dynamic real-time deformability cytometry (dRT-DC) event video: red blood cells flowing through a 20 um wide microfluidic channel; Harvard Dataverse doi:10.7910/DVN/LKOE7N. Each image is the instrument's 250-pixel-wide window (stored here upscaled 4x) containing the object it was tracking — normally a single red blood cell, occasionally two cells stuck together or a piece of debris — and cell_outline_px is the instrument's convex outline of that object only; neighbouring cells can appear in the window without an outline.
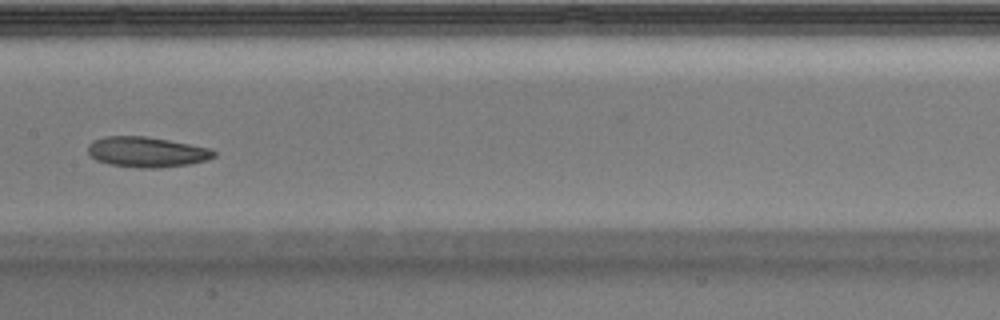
{"species": "Egyptian fruit bat (a non-hibernating species)", "species_latin": "Rousettus aegyptiacus", "temperature_condition": "warm", "stored_images_in_passage": 38, "camera_frame_rate_fps": 3000, "um_per_image_px": 0.085, "animal": {"sex": "male"}, "frame": {"image": 1, "passage_image": 17, "time_ms": 5.333, "image_size_px": [1000, 320], "cell_outline_px": [[216, 156], [208, 160], [188, 164], [160, 168], [140, 168], [108, 164], [96, 160], [88, 152], [88, 144], [92, 140], [104, 136], [144, 136], [168, 140], [212, 148], [216, 152]], "centroid_in_image_um": [12.48, 12.92], "position_along_channel_um": 194.9, "area_um2": 22.43}}
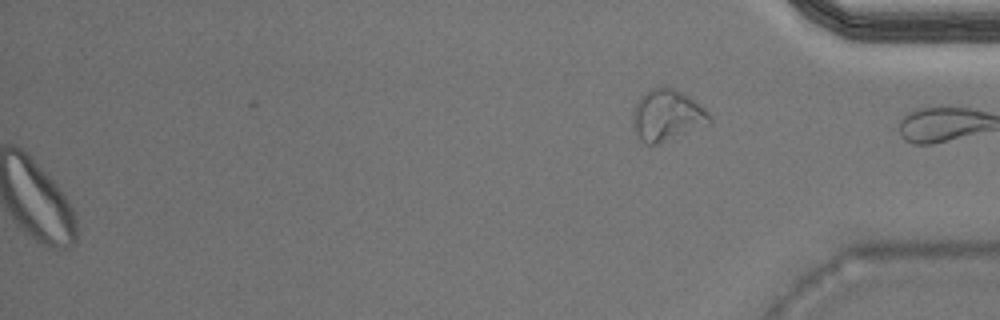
{"frame": {"image": 2, "passage_image": 38, "time_ms": 12.333, "image_size_px": [1000, 320], "cell_outline_px": [[712, 120], [708, 124], [656, 144], [644, 144], [640, 140], [632, 128], [632, 112], [640, 96], [644, 92], [652, 88], [664, 84], [676, 88], [688, 96], [704, 108], [712, 116]], "centroid_in_image_um": [56.65, 9.76], "position_along_channel_um": 378.5, "area_um2": 23.12}}